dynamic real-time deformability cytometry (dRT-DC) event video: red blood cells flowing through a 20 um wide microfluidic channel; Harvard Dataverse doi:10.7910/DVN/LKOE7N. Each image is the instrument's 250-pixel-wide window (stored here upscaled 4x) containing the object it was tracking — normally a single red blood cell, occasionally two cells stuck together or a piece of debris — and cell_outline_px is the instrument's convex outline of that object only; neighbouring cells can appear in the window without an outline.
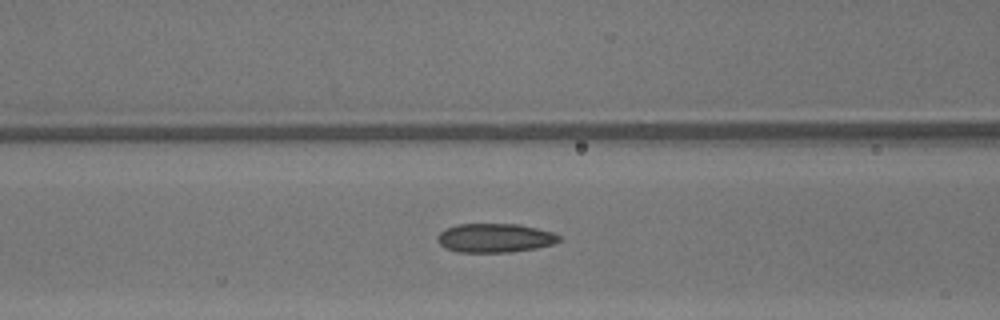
{"species": "common noctule bat (a hibernating species)", "species_latin": "Nyctalus noctula", "temperature_condition": "warm", "stored_images_in_passage": 45, "camera_frame_rate_fps": 3000, "um_per_image_px": 0.085, "animal": {"sex": "male", "body_mass_g": 13.3}, "frame": {"image": 1, "passage_image": 18, "time_ms": 5.667, "image_size_px": [1000, 320], "cell_outline_px": [[560, 240], [552, 244], [536, 248], [512, 252], [456, 252], [444, 248], [436, 240], [436, 236], [440, 232], [448, 228], [460, 224], [520, 224], [552, 232], [560, 236]], "centroid_in_image_um": [42.04, 20.23], "position_along_channel_um": 124.6, "area_um2": 20.52}}
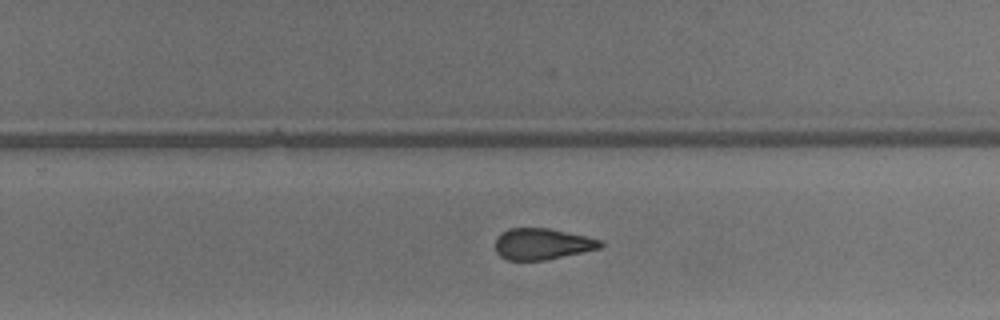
{"frame": {"image": 2, "passage_image": 29, "time_ms": 9.333, "image_size_px": [1000, 320], "cell_outline_px": [[604, 244], [600, 248], [544, 260], [508, 260], [500, 256], [496, 252], [496, 236], [500, 232], [508, 228], [548, 228], [604, 240]], "centroid_in_image_um": [46.07, 20.72], "position_along_channel_um": 283.7, "area_um2": 19.13}}
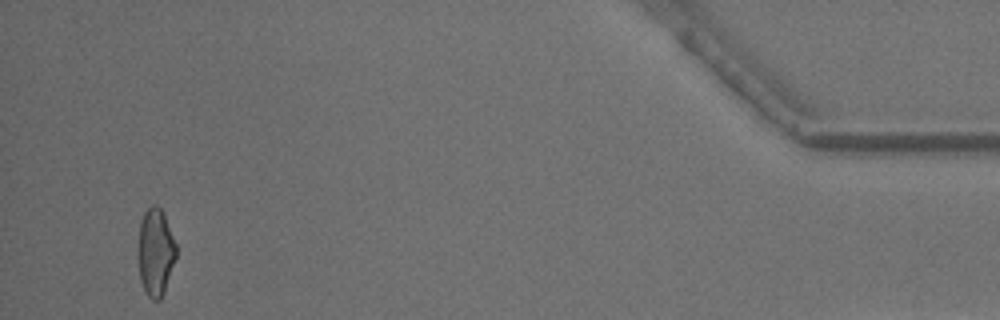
{"frame": {"image": 3, "passage_image": 44, "time_ms": 14.333, "image_size_px": [1000, 320], "cell_outline_px": [[176, 256], [164, 292], [160, 300], [152, 300], [148, 296], [140, 280], [140, 224], [144, 212], [152, 204], [156, 204], [160, 208], [164, 216], [176, 244]], "centroid_in_image_um": [13.24, 21.44], "position_along_channel_um": 422.0, "area_um2": 18.67}}